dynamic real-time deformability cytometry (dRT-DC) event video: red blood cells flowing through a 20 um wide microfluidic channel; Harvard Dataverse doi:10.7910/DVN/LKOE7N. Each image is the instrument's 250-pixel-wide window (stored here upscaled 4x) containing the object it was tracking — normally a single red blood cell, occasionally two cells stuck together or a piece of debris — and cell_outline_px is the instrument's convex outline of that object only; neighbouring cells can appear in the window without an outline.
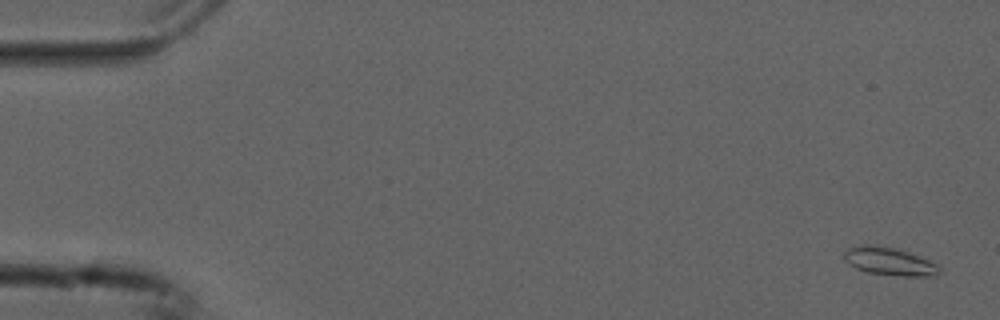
{"species": "common noctule bat (a hibernating species)", "species_latin": "Nyctalus noctula", "temperature_condition": "cold", "stored_images_in_passage": 54, "camera_frame_rate_fps": 3000, "um_per_image_px": 0.085, "animal": {"sex": "male", "forearm_length_mm": 52.5}, "frame": {"image": 1, "passage_image": 2, "time_ms": 0.333, "image_size_px": [1000, 320], "cell_outline_px": [[940, 272], [936, 276], [904, 276], [868, 272], [856, 268], [848, 264], [844, 260], [844, 252], [848, 248], [864, 244], [868, 244], [892, 248], [908, 252], [940, 264]], "centroid_in_image_um": [75.62, 22.22], "position_along_channel_um": 9.4, "area_um2": 15.43}}
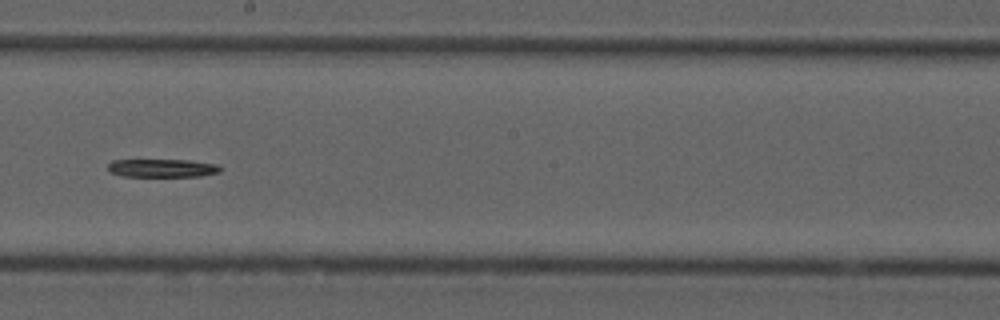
{"frame": {"image": 2, "passage_image": 31, "time_ms": 10.0, "image_size_px": [1000, 320], "cell_outline_px": [[224, 168], [220, 172], [200, 176], [124, 176], [108, 172], [108, 164], [112, 160], [188, 160], [216, 164]], "centroid_in_image_um": [13.8, 14.28], "position_along_channel_um": 234.4, "area_um2": 11.91}}
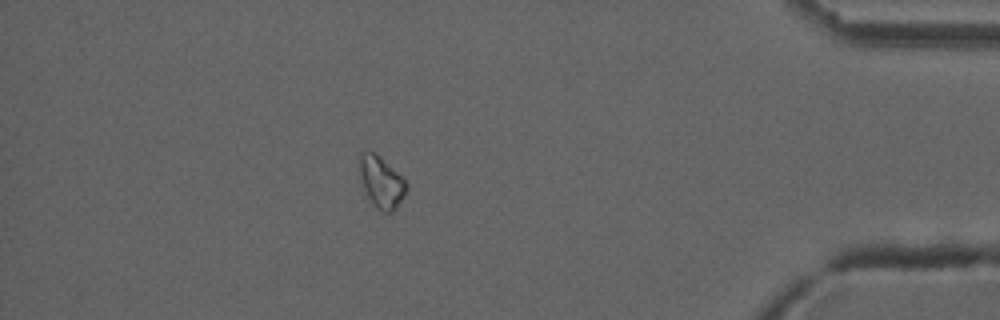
{"frame": {"image": 3, "passage_image": 48, "time_ms": 15.667, "image_size_px": [1000, 320], "cell_outline_px": [[408, 188], [404, 196], [396, 208], [392, 212], [384, 212], [372, 204], [368, 200], [360, 180], [360, 152], [376, 152], [404, 176], [408, 184]], "centroid_in_image_um": [32.44, 15.47], "position_along_channel_um": 402.8, "area_um2": 14.45}}